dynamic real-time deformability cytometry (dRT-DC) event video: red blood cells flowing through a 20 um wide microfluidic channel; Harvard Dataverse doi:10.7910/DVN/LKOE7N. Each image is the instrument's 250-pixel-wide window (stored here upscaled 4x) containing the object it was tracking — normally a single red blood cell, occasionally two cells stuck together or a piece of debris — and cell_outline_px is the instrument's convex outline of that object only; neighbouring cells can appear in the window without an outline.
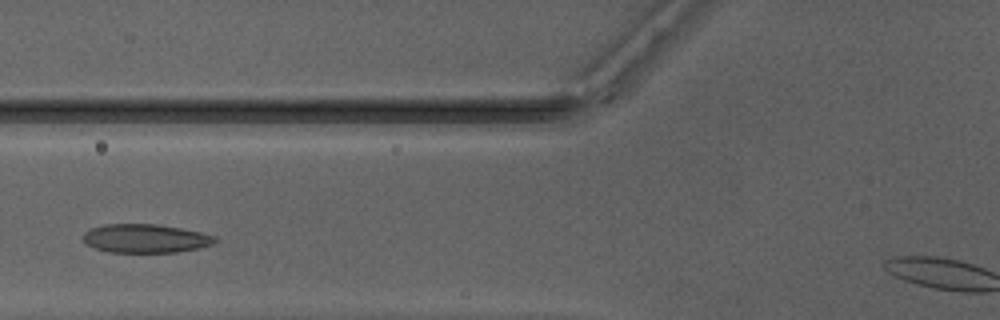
{"species": "Egyptian fruit bat (a non-hibernating species)", "species_latin": "Rousettus aegyptiacus", "temperature_condition": "warm", "stored_images_in_passage": 34, "camera_frame_rate_fps": 3000, "um_per_image_px": 0.085, "animal": {"sex": "male"}, "frame": {"image": 1, "passage_image": 9, "time_ms": 2.667, "image_size_px": [1000, 320], "cell_outline_px": [[220, 240], [212, 244], [200, 248], [176, 252], [108, 252], [96, 248], [88, 244], [84, 240], [84, 232], [92, 228], [104, 224], [156, 224], [180, 228], [200, 232], [216, 236]], "centroid_in_image_um": [12.41, 20.27], "position_along_channel_um": 113.4, "area_um2": 21.96}}
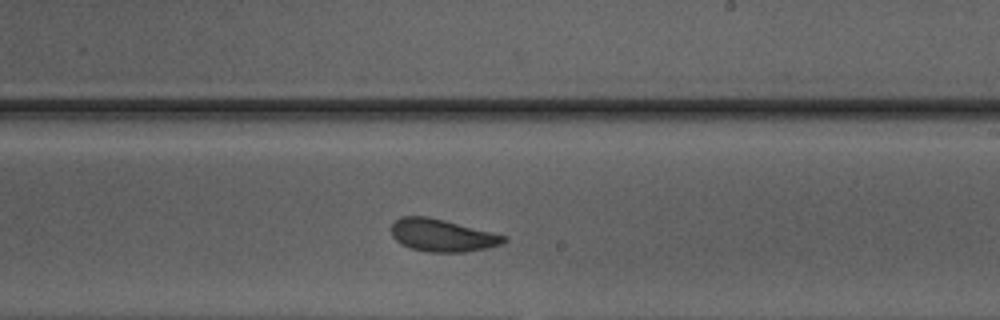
{"frame": {"image": 2, "passage_image": 19, "time_ms": 6.0, "image_size_px": [1000, 320], "cell_outline_px": [[508, 240], [500, 244], [468, 252], [428, 252], [412, 248], [400, 244], [392, 236], [388, 228], [400, 216], [428, 216], [508, 236]], "centroid_in_image_um": [37.54, 20.0], "position_along_channel_um": 251.5, "area_um2": 21.39}}
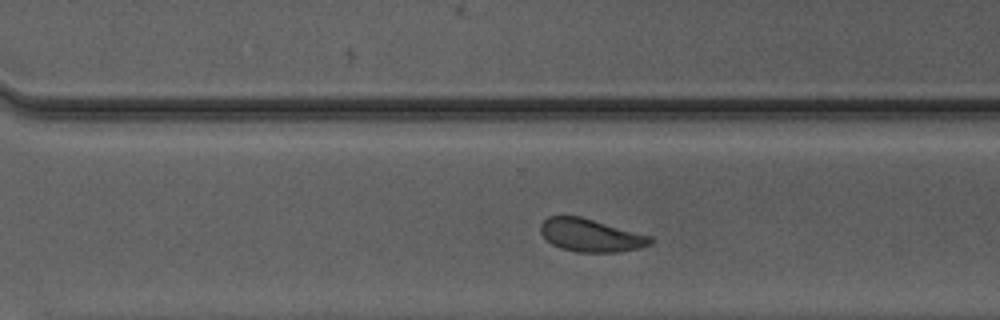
{"frame": {"image": 3, "passage_image": 24, "time_ms": 7.667, "image_size_px": [1000, 320], "cell_outline_px": [[652, 244], [640, 248], [616, 252], [580, 252], [560, 248], [552, 244], [540, 232], [540, 224], [548, 216], [580, 216], [652, 236]], "centroid_in_image_um": [50.22, 20.0], "position_along_channel_um": 320.4, "area_um2": 20.98}}